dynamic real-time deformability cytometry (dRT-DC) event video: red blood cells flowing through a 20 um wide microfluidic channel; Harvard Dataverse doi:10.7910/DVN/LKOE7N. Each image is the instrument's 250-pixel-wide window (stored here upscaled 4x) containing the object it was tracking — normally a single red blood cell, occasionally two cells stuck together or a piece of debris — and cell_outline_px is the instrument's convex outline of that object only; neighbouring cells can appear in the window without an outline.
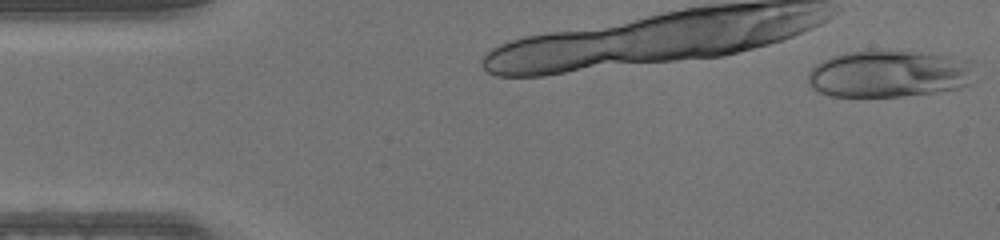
{"species": "human", "species_latin": "Homo sapiens", "temperature_condition": "warm", "stored_images_in_passage": 10, "camera_frame_rate_fps": 3000, "um_per_image_px": 0.085, "donor": {"sex": "male"}, "frame": {"image": 1, "passage_image": 1, "time_ms": 0.0, "image_size_px": [1000, 240], "cell_outline_px": [[976, 80], [972, 84], [956, 88], [936, 92], [900, 96], [828, 96], [816, 92], [808, 84], [808, 72], [816, 64], [832, 56], [844, 52], [868, 48], [920, 52], [952, 56], [976, 60]], "centroid_in_image_um": [75.64, 6.24], "position_along_channel_um": 9.4, "area_um2": 47.4}}
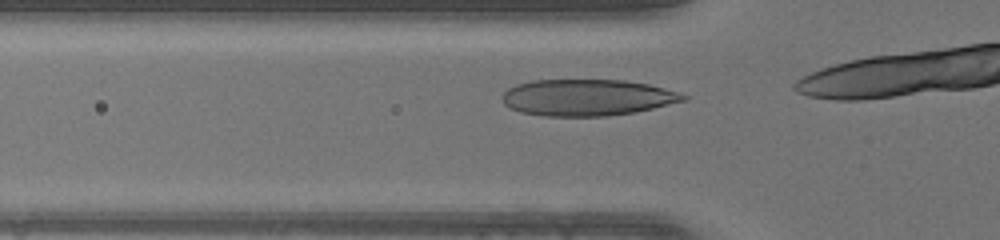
{"frame": {"image": 2, "passage_image": 6, "time_ms": 1.667, "image_size_px": [1000, 240], "cell_outline_px": [[688, 100], [652, 108], [632, 112], [604, 116], [544, 116], [520, 112], [504, 104], [500, 96], [508, 88], [516, 84], [532, 80], [624, 80], [648, 84], [664, 88], [688, 96]], "centroid_in_image_um": [49.87, 8.28], "position_along_channel_um": 75.9, "area_um2": 38.38}}
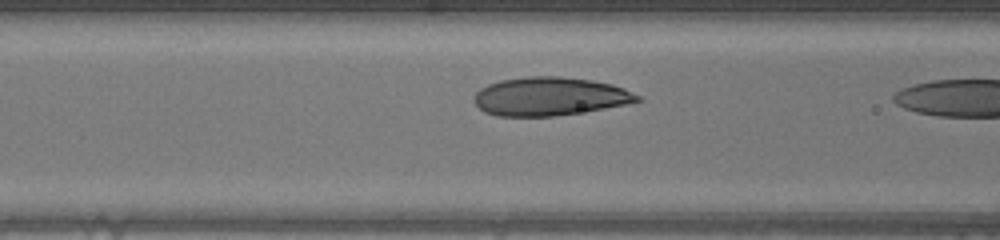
{"frame": {"image": 3, "passage_image": 9, "time_ms": 2.667, "image_size_px": [1000, 240], "cell_outline_px": [[644, 100], [584, 112], [556, 116], [496, 116], [484, 112], [472, 100], [476, 92], [480, 88], [488, 84], [500, 80], [528, 76], [560, 76], [592, 80], [612, 84], [624, 88], [640, 96]], "centroid_in_image_um": [46.71, 8.19], "position_along_channel_um": 119.9, "area_um2": 36.76}}